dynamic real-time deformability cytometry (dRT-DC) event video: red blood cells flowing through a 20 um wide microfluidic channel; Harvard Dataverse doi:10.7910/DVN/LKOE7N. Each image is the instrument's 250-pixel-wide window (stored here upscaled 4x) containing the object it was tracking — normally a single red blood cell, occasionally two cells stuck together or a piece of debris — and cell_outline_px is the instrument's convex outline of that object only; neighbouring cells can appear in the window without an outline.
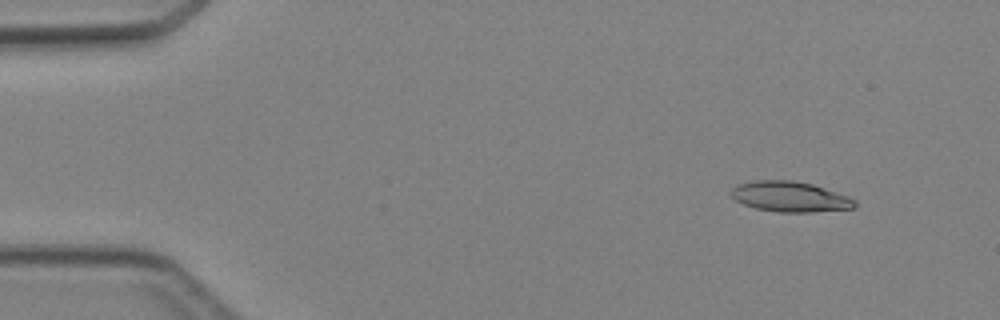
{"species": "Egyptian fruit bat (a non-hibernating species)", "species_latin": "Rousettus aegyptiacus", "temperature_condition": "cold", "stored_images_in_passage": 4, "camera_frame_rate_fps": 3000, "um_per_image_px": 0.085, "animal": {"sex": "female"}, "frame": {"image": 1, "passage_image": 2, "time_ms": 1.333, "image_size_px": [1000, 320], "cell_outline_px": [[856, 208], [812, 212], [780, 212], [756, 208], [744, 204], [736, 200], [732, 196], [732, 188], [736, 184], [756, 180], [792, 180], [812, 184], [848, 196], [856, 200]], "centroid_in_image_um": [67.17, 16.71], "position_along_channel_um": 17.8, "area_um2": 21.79}}
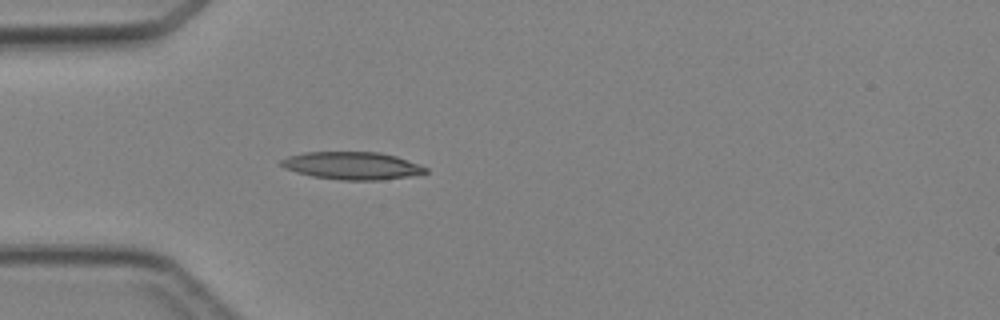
{"frame": {"image": 2, "passage_image": 4, "time_ms": 4.333, "image_size_px": [1000, 320], "cell_outline_px": [[428, 172], [408, 176], [380, 180], [340, 180], [312, 176], [296, 172], [284, 168], [280, 164], [280, 160], [288, 156], [304, 152], [380, 152], [396, 156], [428, 168]], "centroid_in_image_um": [29.9, 14.08], "position_along_channel_um": 55.1, "area_um2": 23.18}}